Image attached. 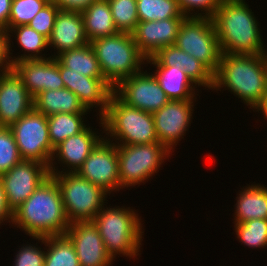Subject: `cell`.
<instances>
[{
	"label": "cell",
	"mask_w": 267,
	"mask_h": 266,
	"mask_svg": "<svg viewBox=\"0 0 267 266\" xmlns=\"http://www.w3.org/2000/svg\"><path fill=\"white\" fill-rule=\"evenodd\" d=\"M175 45L213 74L217 72L222 52L212 18L186 17L179 27Z\"/></svg>",
	"instance_id": "obj_9"
},
{
	"label": "cell",
	"mask_w": 267,
	"mask_h": 266,
	"mask_svg": "<svg viewBox=\"0 0 267 266\" xmlns=\"http://www.w3.org/2000/svg\"><path fill=\"white\" fill-rule=\"evenodd\" d=\"M12 0H0V29H8V21L11 12Z\"/></svg>",
	"instance_id": "obj_42"
},
{
	"label": "cell",
	"mask_w": 267,
	"mask_h": 266,
	"mask_svg": "<svg viewBox=\"0 0 267 266\" xmlns=\"http://www.w3.org/2000/svg\"><path fill=\"white\" fill-rule=\"evenodd\" d=\"M56 59L70 71L90 78H104L95 52L90 43L62 52Z\"/></svg>",
	"instance_id": "obj_28"
},
{
	"label": "cell",
	"mask_w": 267,
	"mask_h": 266,
	"mask_svg": "<svg viewBox=\"0 0 267 266\" xmlns=\"http://www.w3.org/2000/svg\"><path fill=\"white\" fill-rule=\"evenodd\" d=\"M76 173L101 187L109 196L111 192L122 189L119 181L117 145L104 136Z\"/></svg>",
	"instance_id": "obj_11"
},
{
	"label": "cell",
	"mask_w": 267,
	"mask_h": 266,
	"mask_svg": "<svg viewBox=\"0 0 267 266\" xmlns=\"http://www.w3.org/2000/svg\"><path fill=\"white\" fill-rule=\"evenodd\" d=\"M84 22L80 11L59 9L48 39V46L57 50L56 58L64 51L76 49L88 44ZM57 54V55H56Z\"/></svg>",
	"instance_id": "obj_22"
},
{
	"label": "cell",
	"mask_w": 267,
	"mask_h": 266,
	"mask_svg": "<svg viewBox=\"0 0 267 266\" xmlns=\"http://www.w3.org/2000/svg\"><path fill=\"white\" fill-rule=\"evenodd\" d=\"M91 128L92 127L87 126L82 132L77 135L68 137L66 140H64L54 148L49 166L50 174L77 172V170L82 166L89 154L104 138L102 137V135L98 136V131H96V133ZM55 158L59 164L64 165L63 167L66 166L62 171H60L58 167H54V164L57 162Z\"/></svg>",
	"instance_id": "obj_17"
},
{
	"label": "cell",
	"mask_w": 267,
	"mask_h": 266,
	"mask_svg": "<svg viewBox=\"0 0 267 266\" xmlns=\"http://www.w3.org/2000/svg\"><path fill=\"white\" fill-rule=\"evenodd\" d=\"M224 88L258 113L267 102V54L222 53L213 90Z\"/></svg>",
	"instance_id": "obj_1"
},
{
	"label": "cell",
	"mask_w": 267,
	"mask_h": 266,
	"mask_svg": "<svg viewBox=\"0 0 267 266\" xmlns=\"http://www.w3.org/2000/svg\"><path fill=\"white\" fill-rule=\"evenodd\" d=\"M184 19L139 22L131 33L138 50L148 58L163 47L175 45L179 27Z\"/></svg>",
	"instance_id": "obj_20"
},
{
	"label": "cell",
	"mask_w": 267,
	"mask_h": 266,
	"mask_svg": "<svg viewBox=\"0 0 267 266\" xmlns=\"http://www.w3.org/2000/svg\"><path fill=\"white\" fill-rule=\"evenodd\" d=\"M113 93L128 106L150 113L160 110L170 100L152 72L148 74L143 69L121 80Z\"/></svg>",
	"instance_id": "obj_12"
},
{
	"label": "cell",
	"mask_w": 267,
	"mask_h": 266,
	"mask_svg": "<svg viewBox=\"0 0 267 266\" xmlns=\"http://www.w3.org/2000/svg\"><path fill=\"white\" fill-rule=\"evenodd\" d=\"M99 120L102 134L106 133L105 138H115L113 143L116 145L159 142L152 113L128 106L114 93L109 98L106 113Z\"/></svg>",
	"instance_id": "obj_5"
},
{
	"label": "cell",
	"mask_w": 267,
	"mask_h": 266,
	"mask_svg": "<svg viewBox=\"0 0 267 266\" xmlns=\"http://www.w3.org/2000/svg\"><path fill=\"white\" fill-rule=\"evenodd\" d=\"M11 69L22 80L34 98L38 93L65 88L59 72V61L50 56L45 59H28L14 63Z\"/></svg>",
	"instance_id": "obj_15"
},
{
	"label": "cell",
	"mask_w": 267,
	"mask_h": 266,
	"mask_svg": "<svg viewBox=\"0 0 267 266\" xmlns=\"http://www.w3.org/2000/svg\"><path fill=\"white\" fill-rule=\"evenodd\" d=\"M11 33L15 35V40H17L20 48L22 47V49L25 51L24 54L18 55L17 57L12 56V53L10 52L12 50L10 43L12 40L10 39H12L11 36L14 37V35H12ZM6 35L7 56L10 66L22 60L48 58L45 57L46 54H41L44 49L46 50L48 48V39L42 34L38 33L35 29L31 28L29 25H21L8 28L6 30ZM9 55H11L12 57Z\"/></svg>",
	"instance_id": "obj_25"
},
{
	"label": "cell",
	"mask_w": 267,
	"mask_h": 266,
	"mask_svg": "<svg viewBox=\"0 0 267 266\" xmlns=\"http://www.w3.org/2000/svg\"><path fill=\"white\" fill-rule=\"evenodd\" d=\"M45 245L44 266H80L72 242L65 236H32ZM48 247V248H47Z\"/></svg>",
	"instance_id": "obj_29"
},
{
	"label": "cell",
	"mask_w": 267,
	"mask_h": 266,
	"mask_svg": "<svg viewBox=\"0 0 267 266\" xmlns=\"http://www.w3.org/2000/svg\"><path fill=\"white\" fill-rule=\"evenodd\" d=\"M50 176L47 165L31 160H21L1 175L10 209L14 212Z\"/></svg>",
	"instance_id": "obj_13"
},
{
	"label": "cell",
	"mask_w": 267,
	"mask_h": 266,
	"mask_svg": "<svg viewBox=\"0 0 267 266\" xmlns=\"http://www.w3.org/2000/svg\"><path fill=\"white\" fill-rule=\"evenodd\" d=\"M118 32L132 33L139 23L136 0H107Z\"/></svg>",
	"instance_id": "obj_32"
},
{
	"label": "cell",
	"mask_w": 267,
	"mask_h": 266,
	"mask_svg": "<svg viewBox=\"0 0 267 266\" xmlns=\"http://www.w3.org/2000/svg\"><path fill=\"white\" fill-rule=\"evenodd\" d=\"M33 108V97L9 69L0 75V127H10Z\"/></svg>",
	"instance_id": "obj_19"
},
{
	"label": "cell",
	"mask_w": 267,
	"mask_h": 266,
	"mask_svg": "<svg viewBox=\"0 0 267 266\" xmlns=\"http://www.w3.org/2000/svg\"><path fill=\"white\" fill-rule=\"evenodd\" d=\"M239 242L249 248H267V219H253L234 225Z\"/></svg>",
	"instance_id": "obj_33"
},
{
	"label": "cell",
	"mask_w": 267,
	"mask_h": 266,
	"mask_svg": "<svg viewBox=\"0 0 267 266\" xmlns=\"http://www.w3.org/2000/svg\"><path fill=\"white\" fill-rule=\"evenodd\" d=\"M139 22L186 18L177 0H136Z\"/></svg>",
	"instance_id": "obj_31"
},
{
	"label": "cell",
	"mask_w": 267,
	"mask_h": 266,
	"mask_svg": "<svg viewBox=\"0 0 267 266\" xmlns=\"http://www.w3.org/2000/svg\"><path fill=\"white\" fill-rule=\"evenodd\" d=\"M194 101L169 100L160 110L152 113L158 141L171 152L191 126Z\"/></svg>",
	"instance_id": "obj_14"
},
{
	"label": "cell",
	"mask_w": 267,
	"mask_h": 266,
	"mask_svg": "<svg viewBox=\"0 0 267 266\" xmlns=\"http://www.w3.org/2000/svg\"><path fill=\"white\" fill-rule=\"evenodd\" d=\"M86 37L90 42L118 33L107 0H96L81 12Z\"/></svg>",
	"instance_id": "obj_26"
},
{
	"label": "cell",
	"mask_w": 267,
	"mask_h": 266,
	"mask_svg": "<svg viewBox=\"0 0 267 266\" xmlns=\"http://www.w3.org/2000/svg\"><path fill=\"white\" fill-rule=\"evenodd\" d=\"M47 3H56L57 0H45Z\"/></svg>",
	"instance_id": "obj_44"
},
{
	"label": "cell",
	"mask_w": 267,
	"mask_h": 266,
	"mask_svg": "<svg viewBox=\"0 0 267 266\" xmlns=\"http://www.w3.org/2000/svg\"><path fill=\"white\" fill-rule=\"evenodd\" d=\"M22 157L9 127H0V176L7 173Z\"/></svg>",
	"instance_id": "obj_35"
},
{
	"label": "cell",
	"mask_w": 267,
	"mask_h": 266,
	"mask_svg": "<svg viewBox=\"0 0 267 266\" xmlns=\"http://www.w3.org/2000/svg\"><path fill=\"white\" fill-rule=\"evenodd\" d=\"M236 197L234 224L253 219H267V187L259 184H247Z\"/></svg>",
	"instance_id": "obj_23"
},
{
	"label": "cell",
	"mask_w": 267,
	"mask_h": 266,
	"mask_svg": "<svg viewBox=\"0 0 267 266\" xmlns=\"http://www.w3.org/2000/svg\"><path fill=\"white\" fill-rule=\"evenodd\" d=\"M19 249L15 255V261L13 266H44L45 264V251L42 248H38L34 245L25 244Z\"/></svg>",
	"instance_id": "obj_38"
},
{
	"label": "cell",
	"mask_w": 267,
	"mask_h": 266,
	"mask_svg": "<svg viewBox=\"0 0 267 266\" xmlns=\"http://www.w3.org/2000/svg\"><path fill=\"white\" fill-rule=\"evenodd\" d=\"M96 0H57L56 5L61 10L80 11L89 7Z\"/></svg>",
	"instance_id": "obj_39"
},
{
	"label": "cell",
	"mask_w": 267,
	"mask_h": 266,
	"mask_svg": "<svg viewBox=\"0 0 267 266\" xmlns=\"http://www.w3.org/2000/svg\"><path fill=\"white\" fill-rule=\"evenodd\" d=\"M104 79L114 88L121 80L138 73L146 57L138 50L132 34L115 35L90 42Z\"/></svg>",
	"instance_id": "obj_6"
},
{
	"label": "cell",
	"mask_w": 267,
	"mask_h": 266,
	"mask_svg": "<svg viewBox=\"0 0 267 266\" xmlns=\"http://www.w3.org/2000/svg\"><path fill=\"white\" fill-rule=\"evenodd\" d=\"M33 108L45 116L56 113H87L91 111L87 110L77 95L67 88L38 93L33 98Z\"/></svg>",
	"instance_id": "obj_24"
},
{
	"label": "cell",
	"mask_w": 267,
	"mask_h": 266,
	"mask_svg": "<svg viewBox=\"0 0 267 266\" xmlns=\"http://www.w3.org/2000/svg\"><path fill=\"white\" fill-rule=\"evenodd\" d=\"M260 113H263L262 115H264L263 118L267 119V102L265 104V106L263 107V109L260 111Z\"/></svg>",
	"instance_id": "obj_43"
},
{
	"label": "cell",
	"mask_w": 267,
	"mask_h": 266,
	"mask_svg": "<svg viewBox=\"0 0 267 266\" xmlns=\"http://www.w3.org/2000/svg\"><path fill=\"white\" fill-rule=\"evenodd\" d=\"M59 72L65 88L75 93L87 110L99 107V118L106 113L113 87L104 78H90L70 71L60 62Z\"/></svg>",
	"instance_id": "obj_18"
},
{
	"label": "cell",
	"mask_w": 267,
	"mask_h": 266,
	"mask_svg": "<svg viewBox=\"0 0 267 266\" xmlns=\"http://www.w3.org/2000/svg\"><path fill=\"white\" fill-rule=\"evenodd\" d=\"M120 186L126 189L145 183L159 172L172 152L159 142L138 145H117Z\"/></svg>",
	"instance_id": "obj_8"
},
{
	"label": "cell",
	"mask_w": 267,
	"mask_h": 266,
	"mask_svg": "<svg viewBox=\"0 0 267 266\" xmlns=\"http://www.w3.org/2000/svg\"><path fill=\"white\" fill-rule=\"evenodd\" d=\"M245 1L221 0L212 16L221 52L244 55L267 54L257 17Z\"/></svg>",
	"instance_id": "obj_2"
},
{
	"label": "cell",
	"mask_w": 267,
	"mask_h": 266,
	"mask_svg": "<svg viewBox=\"0 0 267 266\" xmlns=\"http://www.w3.org/2000/svg\"><path fill=\"white\" fill-rule=\"evenodd\" d=\"M181 68L198 87L213 89L214 74L200 61L184 52L176 45L159 49L153 56L146 58V64Z\"/></svg>",
	"instance_id": "obj_21"
},
{
	"label": "cell",
	"mask_w": 267,
	"mask_h": 266,
	"mask_svg": "<svg viewBox=\"0 0 267 266\" xmlns=\"http://www.w3.org/2000/svg\"><path fill=\"white\" fill-rule=\"evenodd\" d=\"M9 128L22 160L37 161L50 166L54 148L50 143L47 116L32 108Z\"/></svg>",
	"instance_id": "obj_10"
},
{
	"label": "cell",
	"mask_w": 267,
	"mask_h": 266,
	"mask_svg": "<svg viewBox=\"0 0 267 266\" xmlns=\"http://www.w3.org/2000/svg\"><path fill=\"white\" fill-rule=\"evenodd\" d=\"M47 4L45 0H12L8 28L28 25Z\"/></svg>",
	"instance_id": "obj_34"
},
{
	"label": "cell",
	"mask_w": 267,
	"mask_h": 266,
	"mask_svg": "<svg viewBox=\"0 0 267 266\" xmlns=\"http://www.w3.org/2000/svg\"><path fill=\"white\" fill-rule=\"evenodd\" d=\"M13 214L14 212L10 209L7 202L3 183L0 180V225L4 221H8L11 224L13 222Z\"/></svg>",
	"instance_id": "obj_40"
},
{
	"label": "cell",
	"mask_w": 267,
	"mask_h": 266,
	"mask_svg": "<svg viewBox=\"0 0 267 266\" xmlns=\"http://www.w3.org/2000/svg\"><path fill=\"white\" fill-rule=\"evenodd\" d=\"M11 69L7 56V35L6 31L0 29V75Z\"/></svg>",
	"instance_id": "obj_41"
},
{
	"label": "cell",
	"mask_w": 267,
	"mask_h": 266,
	"mask_svg": "<svg viewBox=\"0 0 267 266\" xmlns=\"http://www.w3.org/2000/svg\"><path fill=\"white\" fill-rule=\"evenodd\" d=\"M140 218L136 210L130 207L104 206L92 220L112 259L115 260L117 254L128 258L140 255L142 235H144Z\"/></svg>",
	"instance_id": "obj_4"
},
{
	"label": "cell",
	"mask_w": 267,
	"mask_h": 266,
	"mask_svg": "<svg viewBox=\"0 0 267 266\" xmlns=\"http://www.w3.org/2000/svg\"><path fill=\"white\" fill-rule=\"evenodd\" d=\"M155 68L153 75L170 100L196 99L197 87L181 68L175 66H155Z\"/></svg>",
	"instance_id": "obj_27"
},
{
	"label": "cell",
	"mask_w": 267,
	"mask_h": 266,
	"mask_svg": "<svg viewBox=\"0 0 267 266\" xmlns=\"http://www.w3.org/2000/svg\"><path fill=\"white\" fill-rule=\"evenodd\" d=\"M14 227L28 236L65 235L70 225L56 180L50 176L13 214Z\"/></svg>",
	"instance_id": "obj_3"
},
{
	"label": "cell",
	"mask_w": 267,
	"mask_h": 266,
	"mask_svg": "<svg viewBox=\"0 0 267 266\" xmlns=\"http://www.w3.org/2000/svg\"><path fill=\"white\" fill-rule=\"evenodd\" d=\"M65 236L72 242L80 266H112L114 259L92 221L70 223Z\"/></svg>",
	"instance_id": "obj_16"
},
{
	"label": "cell",
	"mask_w": 267,
	"mask_h": 266,
	"mask_svg": "<svg viewBox=\"0 0 267 266\" xmlns=\"http://www.w3.org/2000/svg\"><path fill=\"white\" fill-rule=\"evenodd\" d=\"M87 113H56L47 116L49 137L52 147L55 148L68 137L82 132L87 125L84 116Z\"/></svg>",
	"instance_id": "obj_30"
},
{
	"label": "cell",
	"mask_w": 267,
	"mask_h": 266,
	"mask_svg": "<svg viewBox=\"0 0 267 266\" xmlns=\"http://www.w3.org/2000/svg\"><path fill=\"white\" fill-rule=\"evenodd\" d=\"M58 11L59 7L55 3H48L34 16L28 25L49 39Z\"/></svg>",
	"instance_id": "obj_37"
},
{
	"label": "cell",
	"mask_w": 267,
	"mask_h": 266,
	"mask_svg": "<svg viewBox=\"0 0 267 266\" xmlns=\"http://www.w3.org/2000/svg\"><path fill=\"white\" fill-rule=\"evenodd\" d=\"M177 1L180 10L182 11L185 17H198V18L199 17L212 18V16L216 12L221 2V0H177ZM196 9L198 11L194 12ZM199 10L201 11L200 13Z\"/></svg>",
	"instance_id": "obj_36"
},
{
	"label": "cell",
	"mask_w": 267,
	"mask_h": 266,
	"mask_svg": "<svg viewBox=\"0 0 267 266\" xmlns=\"http://www.w3.org/2000/svg\"><path fill=\"white\" fill-rule=\"evenodd\" d=\"M57 182L70 223L92 221L104 207L108 193L77 173L50 174Z\"/></svg>",
	"instance_id": "obj_7"
}]
</instances>
